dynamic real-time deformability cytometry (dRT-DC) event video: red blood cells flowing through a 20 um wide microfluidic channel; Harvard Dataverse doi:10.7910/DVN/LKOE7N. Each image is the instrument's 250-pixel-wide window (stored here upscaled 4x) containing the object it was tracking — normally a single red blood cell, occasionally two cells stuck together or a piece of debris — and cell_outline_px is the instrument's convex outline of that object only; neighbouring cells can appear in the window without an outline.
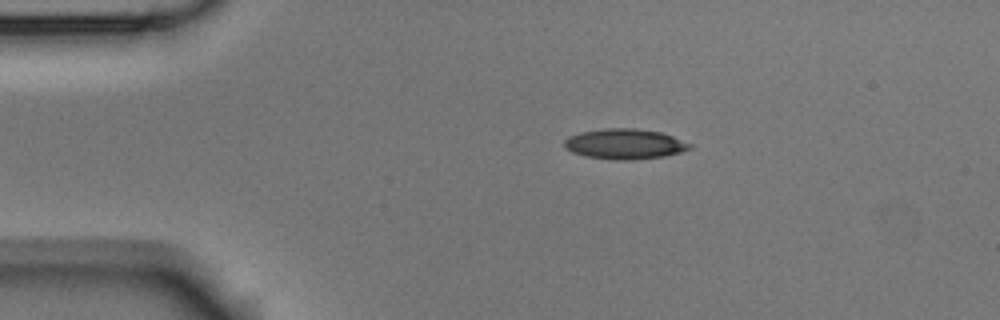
{"species": "Egyptian fruit bat (a non-hibernating species)", "species_latin": "Rousettus aegyptiacus", "temperature_condition": "room temperature", "stored_images_in_passage": 7, "camera_frame_rate_fps": 3000, "um_per_image_px": 0.085, "animal": {"sex": "male"}, "frame": {"image": 1, "passage_image": 1, "time_ms": 0.0, "image_size_px": [1000, 320], "cell_outline_px": [[692, 148], [680, 152], [664, 156], [632, 160], [612, 160], [584, 156], [572, 152], [564, 144], [564, 140], [568, 136], [580, 132], [604, 128], [636, 128], [660, 132], [672, 136], [692, 144]], "centroid_in_image_um": [53.09, 12.24], "position_along_channel_um": 31.9, "area_um2": 22.2}}
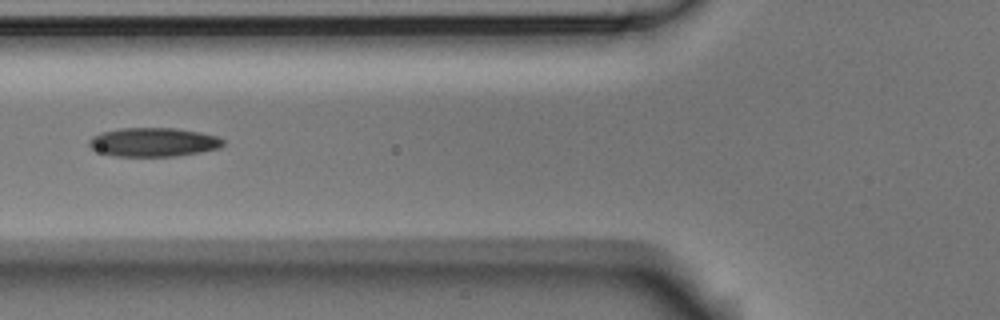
{"frame": {"image": 2, "passage_image": 4, "time_ms": 1.0, "image_size_px": [1000, 320], "cell_outline_px": [[224, 144], [220, 148], [200, 152], [176, 156], [112, 156], [100, 152], [92, 148], [88, 144], [88, 140], [92, 136], [104, 132], [124, 128], [176, 128], [200, 132], [216, 136], [224, 140]], "centroid_in_image_um": [13.06, 12.09], "position_along_channel_um": 112.7, "area_um2": 22.48}}
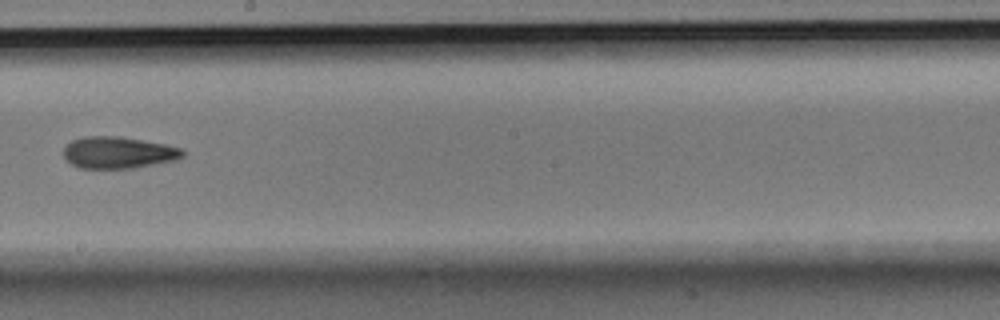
{"frame": {"image": 3, "passage_image": 7, "time_ms": 2.0, "image_size_px": [1000, 320], "cell_outline_px": [[184, 156], [176, 160], [136, 168], [80, 168], [72, 164], [64, 156], [64, 144], [72, 140], [84, 136], [120, 136], [164, 144], [184, 148]], "centroid_in_image_um": [10.07, 12.96], "position_along_channel_um": 238.1, "area_um2": 22.2}}